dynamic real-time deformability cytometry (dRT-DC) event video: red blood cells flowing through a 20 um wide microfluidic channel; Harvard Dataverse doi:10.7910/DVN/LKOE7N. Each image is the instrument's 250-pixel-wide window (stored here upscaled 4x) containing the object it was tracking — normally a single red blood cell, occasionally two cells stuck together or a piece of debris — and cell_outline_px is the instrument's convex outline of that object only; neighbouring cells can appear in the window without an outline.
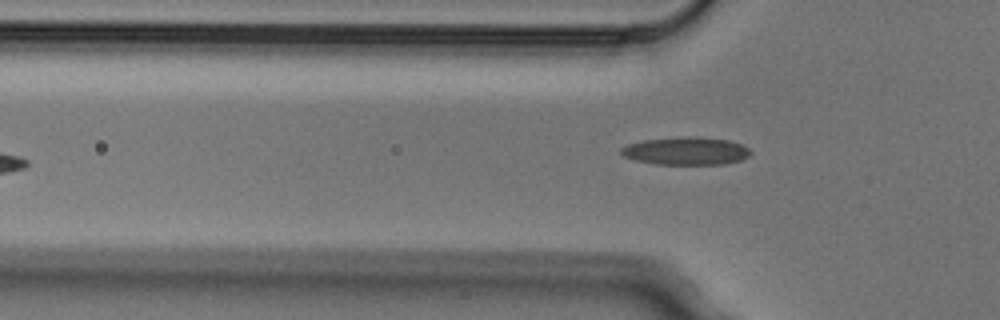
{"species": "Egyptian fruit bat (a non-hibernating species)", "species_latin": "Rousettus aegyptiacus", "temperature_condition": "cold", "stored_images_in_passage": 6, "camera_frame_rate_fps": 3000, "um_per_image_px": 0.085, "animal": {"sex": "male"}, "frame": {"image": 1, "passage_image": 4, "time_ms": 1.0, "image_size_px": [1000, 320], "cell_outline_px": [[752, 152], [748, 156], [740, 160], [724, 164], [656, 164], [636, 160], [624, 156], [620, 152], [620, 148], [628, 144], [644, 140], [696, 136], [728, 140], [740, 144], [748, 148]], "centroid_in_image_um": [58.31, 12.83], "position_along_channel_um": 67.5, "area_um2": 20.75}}
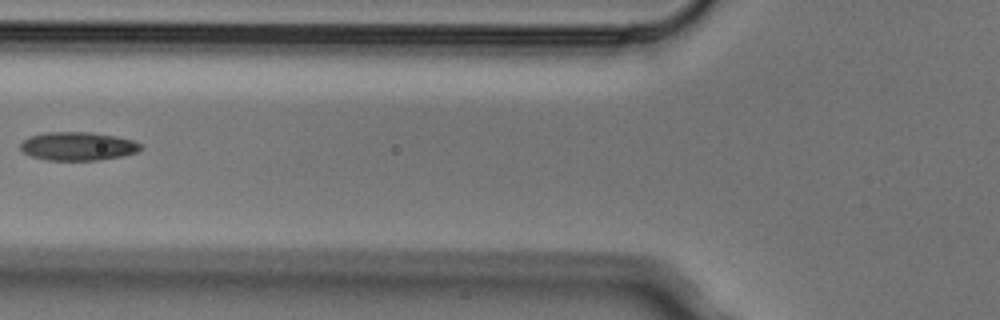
{"frame": {"image": 2, "passage_image": 5, "time_ms": 1.333, "image_size_px": [1000, 320], "cell_outline_px": [[144, 148], [136, 152], [124, 156], [96, 160], [48, 160], [32, 156], [24, 152], [20, 148], [20, 144], [24, 140], [32, 136], [44, 132], [92, 132], [116, 136], [132, 140], [144, 144]], "centroid_in_image_um": [6.68, 12.42], "position_along_channel_um": 119.1, "area_um2": 20.0}}
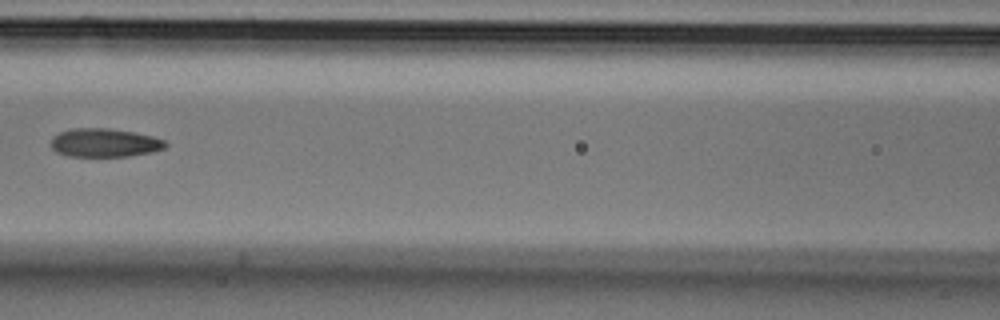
{"frame": {"image": 3, "passage_image": 6, "time_ms": 1.667, "image_size_px": [1000, 320], "cell_outline_px": [[168, 144], [164, 148], [152, 152], [128, 156], [68, 156], [56, 152], [52, 148], [52, 136], [60, 132], [72, 128], [108, 128], [136, 132], [152, 136], [164, 140]], "centroid_in_image_um": [8.89, 12.13], "position_along_channel_um": 157.7, "area_um2": 19.07}}